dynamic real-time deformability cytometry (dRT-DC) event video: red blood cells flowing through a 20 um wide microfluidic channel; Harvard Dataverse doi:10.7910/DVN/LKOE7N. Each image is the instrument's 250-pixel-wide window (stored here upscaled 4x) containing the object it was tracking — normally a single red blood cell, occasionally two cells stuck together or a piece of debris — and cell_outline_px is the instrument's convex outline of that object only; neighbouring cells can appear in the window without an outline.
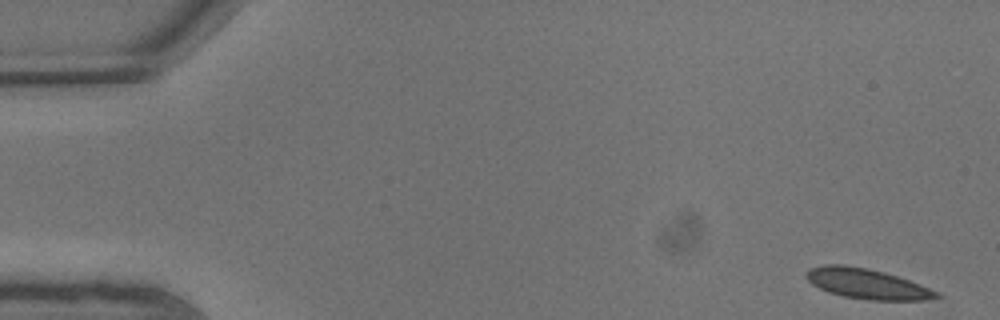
{"species": "common noctule bat (a hibernating species)", "species_latin": "Nyctalus noctula", "temperature_condition": "warm", "stored_images_in_passage": 6, "camera_frame_rate_fps": 3000, "um_per_image_px": 0.085, "animal": {"sex": "male", "body_mass_g": 13.3}, "frame": {"image": 1, "passage_image": 1, "time_ms": 0.0, "image_size_px": [1000, 320], "cell_outline_px": [[940, 296], [924, 300], [868, 300], [844, 296], [828, 292], [812, 284], [804, 276], [808, 268], [824, 264], [844, 264], [868, 268], [884, 272], [920, 284], [940, 292]], "centroid_in_image_um": [73.65, 24.11], "position_along_channel_um": 11.3, "area_um2": 22.95}}
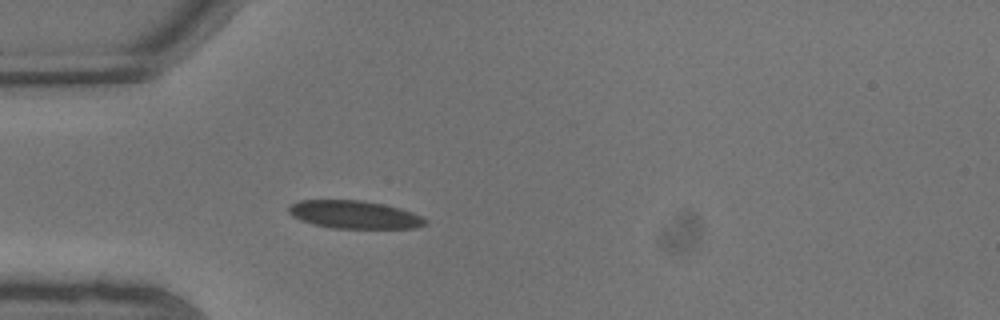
{"frame": {"image": 2, "passage_image": 6, "time_ms": 1.667, "image_size_px": [1000, 320], "cell_outline_px": [[428, 224], [416, 228], [332, 228], [300, 220], [292, 216], [288, 212], [288, 208], [292, 204], [300, 200], [360, 200], [384, 204], [400, 208], [412, 212], [428, 220]], "centroid_in_image_um": [30.15, 18.24], "position_along_channel_um": 54.9, "area_um2": 22.2}}